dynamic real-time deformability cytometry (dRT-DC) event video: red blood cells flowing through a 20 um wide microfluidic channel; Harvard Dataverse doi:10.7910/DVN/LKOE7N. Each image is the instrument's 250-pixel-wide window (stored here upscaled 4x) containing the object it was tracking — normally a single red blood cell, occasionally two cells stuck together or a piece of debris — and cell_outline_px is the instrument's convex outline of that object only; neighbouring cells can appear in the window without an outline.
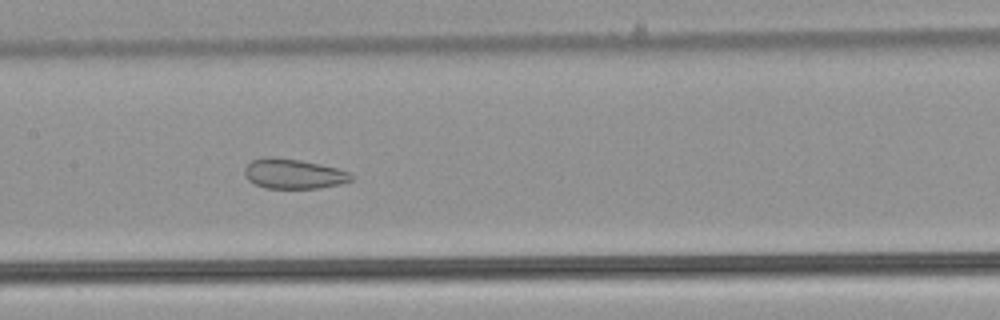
{"species": "common noctule bat (a hibernating species)", "species_latin": "Nyctalus noctula", "temperature_condition": "warm", "stored_images_in_passage": 48, "camera_frame_rate_fps": 3000, "um_per_image_px": 0.085, "animal": {"sex": "male", "body_mass_g": 21.5, "forearm_length_mm": 52.0}, "frame": {"image": 1, "passage_image": 21, "time_ms": 6.667, "image_size_px": [1000, 320], "cell_outline_px": [[352, 180], [340, 184], [320, 188], [264, 188], [248, 180], [244, 176], [244, 168], [252, 160], [264, 156], [300, 160], [336, 168], [348, 172], [352, 176]], "centroid_in_image_um": [24.9, 14.78], "position_along_channel_um": 182.5, "area_um2": 18.44}}
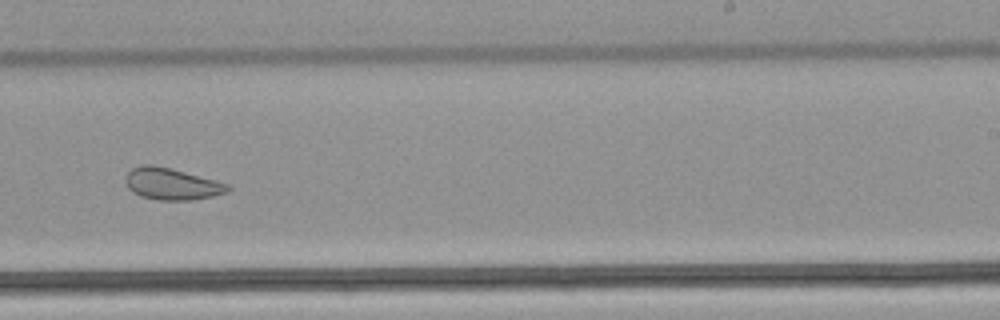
{"frame": {"image": 2, "passage_image": 28, "time_ms": 9.0, "image_size_px": [1000, 320], "cell_outline_px": [[232, 188], [228, 192], [212, 196], [192, 200], [156, 200], [140, 196], [132, 192], [128, 188], [124, 180], [128, 172], [132, 168], [140, 164], [152, 164], [232, 184]], "centroid_in_image_um": [14.6, 15.64], "position_along_channel_um": 274.4, "area_um2": 19.07}}
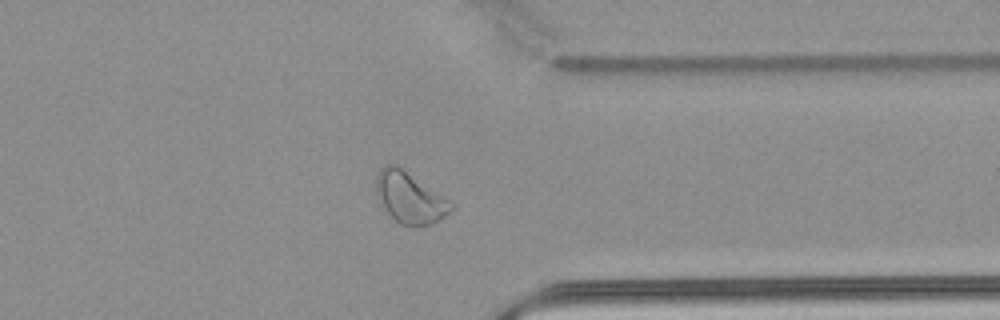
{"frame": {"image": 3, "passage_image": 36, "time_ms": 11.667, "image_size_px": [1000, 320], "cell_outline_px": [[456, 208], [440, 220], [432, 224], [420, 228], [412, 228], [400, 224], [388, 212], [376, 196], [376, 180], [384, 164], [396, 164], [452, 200], [456, 204]], "centroid_in_image_um": [34.92, 16.84], "position_along_channel_um": 376.5, "area_um2": 22.89}, "authors_computed_cell_mechanics": {"area_um2": 23.987, "velocity_mm_per_s": 3.9576, "shape_relaxation_time_tau1_ms": null, "shape_relaxation_time_tau2_ms": 2.1224, "deformation_change_tau1": null, "deformation_change_tau2": 0.0967}}